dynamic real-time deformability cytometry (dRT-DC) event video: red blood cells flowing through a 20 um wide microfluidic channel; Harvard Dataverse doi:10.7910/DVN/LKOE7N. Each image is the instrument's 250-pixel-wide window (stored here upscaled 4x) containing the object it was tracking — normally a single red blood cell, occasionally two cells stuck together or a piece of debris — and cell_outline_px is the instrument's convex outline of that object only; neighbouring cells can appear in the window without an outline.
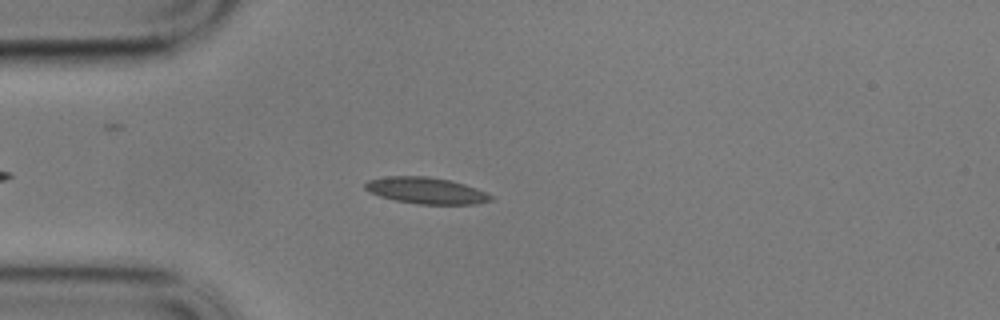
{"species": "common noctule bat (a hibernating species)", "species_latin": "Nyctalus noctula", "temperature_condition": "cold", "stored_images_in_passage": 10, "camera_frame_rate_fps": 3000, "um_per_image_px": 0.085, "animal": {"sex": "male", "body_mass_g": 17.9}, "frame": {"image": 1, "passage_image": 7, "time_ms": 2.0, "image_size_px": [1000, 320], "cell_outline_px": [[492, 200], [476, 204], [416, 204], [396, 200], [380, 196], [368, 192], [364, 188], [364, 184], [368, 180], [388, 176], [428, 176], [448, 180], [464, 184], [476, 188], [492, 196]], "centroid_in_image_um": [36.18, 16.2], "position_along_channel_um": 48.8, "area_um2": 19.25}}